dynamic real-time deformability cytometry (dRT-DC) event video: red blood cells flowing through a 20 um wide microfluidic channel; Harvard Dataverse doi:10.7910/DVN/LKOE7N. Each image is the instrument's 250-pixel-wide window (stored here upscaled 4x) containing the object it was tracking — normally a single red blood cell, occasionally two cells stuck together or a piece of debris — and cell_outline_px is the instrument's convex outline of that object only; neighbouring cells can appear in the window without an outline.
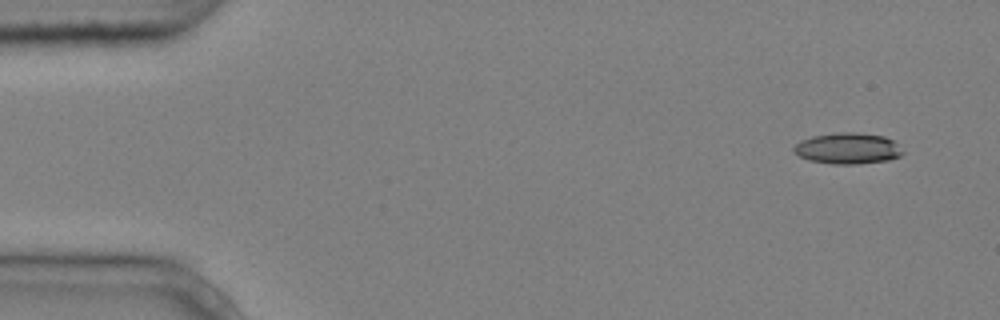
{"species": "common noctule bat (a hibernating species)", "species_latin": "Nyctalus noctula", "temperature_condition": "cold", "stored_images_in_passage": 4, "camera_frame_rate_fps": 3000, "um_per_image_px": 0.085, "animal": {"sex": "male", "body_mass_g": 20.4}, "frame": {"image": 1, "passage_image": 1, "time_ms": 0.0, "image_size_px": [1000, 320], "cell_outline_px": [[904, 152], [900, 156], [888, 160], [856, 164], [832, 164], [808, 160], [800, 156], [792, 148], [800, 140], [812, 136], [836, 132], [860, 132], [884, 136], [896, 140]], "centroid_in_image_um": [72.09, 12.6], "position_along_channel_um": 12.9, "area_um2": 20.0}}
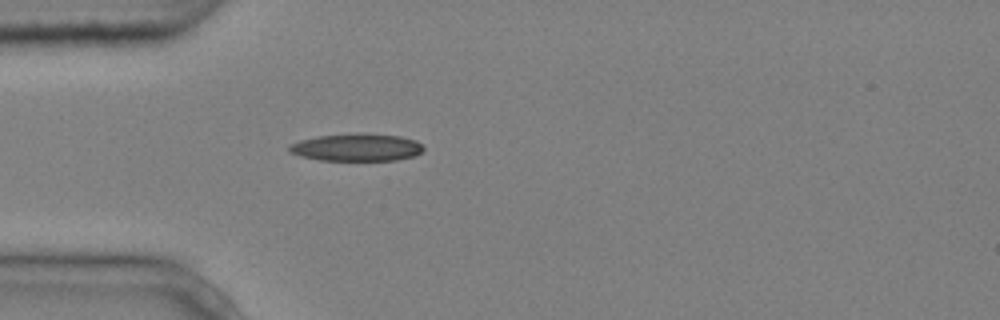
{"frame": {"image": 2, "passage_image": 4, "time_ms": 1.0, "image_size_px": [1000, 320], "cell_outline_px": [[424, 148], [416, 156], [396, 160], [320, 160], [300, 156], [288, 152], [288, 148], [292, 144], [300, 140], [320, 136], [364, 132], [400, 136], [416, 140]], "centroid_in_image_um": [30.34, 12.52], "position_along_channel_um": 54.7, "area_um2": 21.56}}